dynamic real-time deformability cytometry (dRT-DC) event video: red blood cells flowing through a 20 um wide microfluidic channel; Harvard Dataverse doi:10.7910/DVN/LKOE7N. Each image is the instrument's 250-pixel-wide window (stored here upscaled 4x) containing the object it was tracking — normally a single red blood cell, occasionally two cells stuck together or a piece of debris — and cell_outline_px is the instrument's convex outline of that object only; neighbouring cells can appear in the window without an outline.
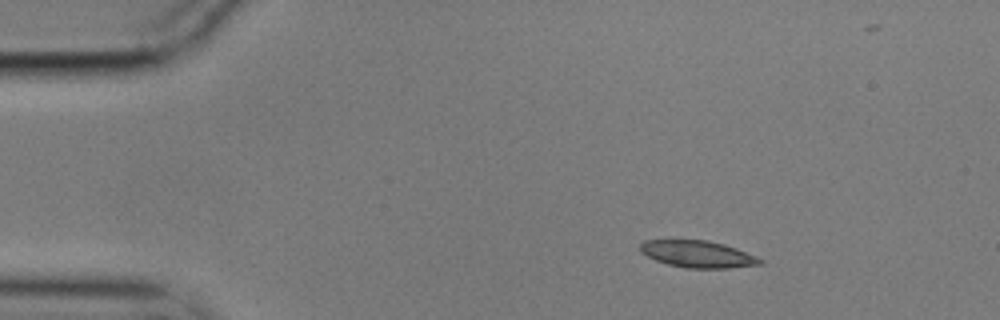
{"species": "common noctule bat (a hibernating species)", "species_latin": "Nyctalus noctula", "temperature_condition": "cold", "stored_images_in_passage": 45, "camera_frame_rate_fps": 3000, "um_per_image_px": 0.085, "animal": {"sex": "male", "body_mass_g": 17.9}, "frame": {"image": 1, "passage_image": 1, "time_ms": 0.0, "image_size_px": [1000, 320], "cell_outline_px": [[764, 264], [728, 268], [684, 268], [668, 264], [656, 260], [640, 252], [640, 244], [644, 240], [708, 240], [724, 244], [736, 248], [756, 256], [764, 260]], "centroid_in_image_um": [59.33, 21.6], "position_along_channel_um": 25.7, "area_um2": 18.84}}
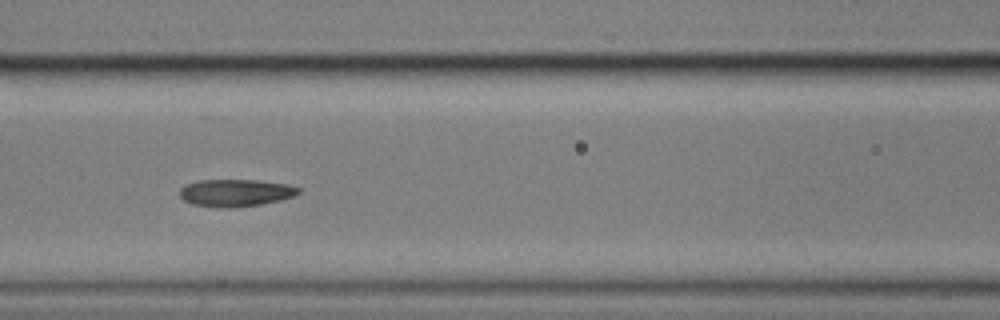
{"frame": {"image": 2, "passage_image": 17, "time_ms": 5.333, "image_size_px": [1000, 320], "cell_outline_px": [[300, 192], [292, 196], [280, 200], [260, 204], [228, 208], [224, 208], [192, 204], [184, 200], [180, 196], [180, 188], [184, 184], [196, 180], [256, 180], [288, 184], [300, 188]], "centroid_in_image_um": [19.99, 16.38], "position_along_channel_um": 146.6, "area_um2": 18.84}}
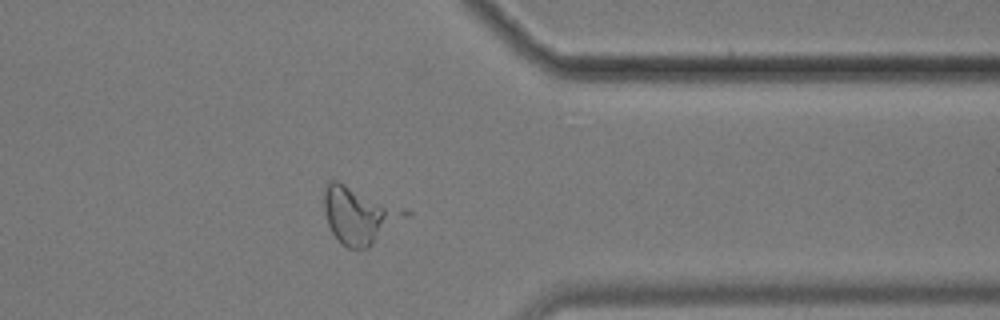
{"frame": {"image": 3, "passage_image": 38, "time_ms": 12.333, "image_size_px": [1000, 320], "cell_outline_px": [[412, 212], [408, 216], [368, 248], [348, 248], [332, 232], [328, 224], [324, 212], [324, 192], [328, 180], [336, 180], [408, 208]], "centroid_in_image_um": [30.58, 18.25], "position_along_channel_um": 380.8, "area_um2": 26.93}, "authors_computed_cell_mechanics": {"area_um2": 18.8428, "velocity_mm_per_s": 3.4897, "shape_relaxation_time_tau1_ms": null, "shape_relaxation_time_tau2_ms": 1.9629, "deformation_change_tau1": null, "deformation_change_tau2": 0.0819}}